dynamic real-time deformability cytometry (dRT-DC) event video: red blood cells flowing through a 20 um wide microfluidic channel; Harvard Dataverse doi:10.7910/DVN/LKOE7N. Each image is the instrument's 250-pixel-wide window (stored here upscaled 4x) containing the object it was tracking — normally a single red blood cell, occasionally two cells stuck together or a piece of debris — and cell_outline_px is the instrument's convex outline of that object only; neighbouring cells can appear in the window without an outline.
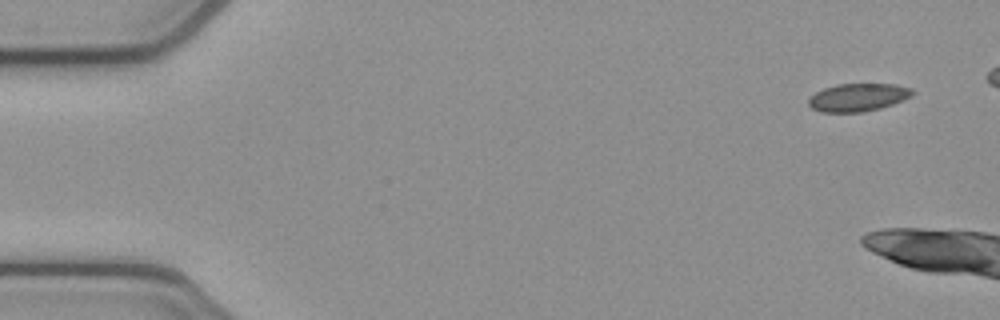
{"species": "common noctule bat (a hibernating species)", "species_latin": "Nyctalus noctula", "temperature_condition": "cold", "stored_images_in_passage": 3, "camera_frame_rate_fps": 3000, "um_per_image_px": 0.085, "animal": {"sex": "female", "body_mass_g": 21.9}, "frame": {"image": 1, "passage_image": 1, "time_ms": 0.0, "image_size_px": [1000, 320], "cell_outline_px": [[916, 92], [912, 96], [904, 100], [880, 108], [864, 112], [820, 112], [812, 108], [808, 104], [808, 96], [824, 88], [836, 84], [896, 84], [912, 88]], "centroid_in_image_um": [72.94, 8.27], "position_along_channel_um": 12.1, "area_um2": 17.11}}